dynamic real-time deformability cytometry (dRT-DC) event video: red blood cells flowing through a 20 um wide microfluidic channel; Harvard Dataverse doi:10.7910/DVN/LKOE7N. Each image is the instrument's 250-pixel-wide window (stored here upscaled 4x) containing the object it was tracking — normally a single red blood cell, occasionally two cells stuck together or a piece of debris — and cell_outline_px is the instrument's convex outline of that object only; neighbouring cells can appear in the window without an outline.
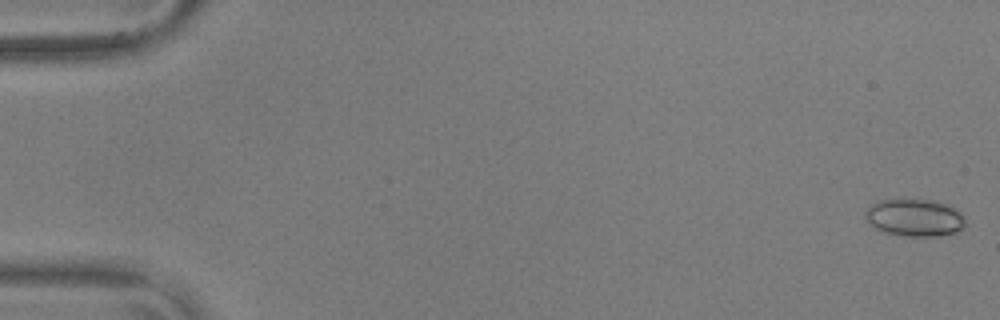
{"species": "common noctule bat (a hibernating species)", "species_latin": "Nyctalus noctula", "temperature_condition": "warm", "stored_images_in_passage": 29, "camera_frame_rate_fps": 3000, "um_per_image_px": 0.085, "animal": {"sex": "male", "body_mass_g": 17.9, "forearm_length_mm": 54.2}, "frame": {"image": 1, "passage_image": 2, "time_ms": 0.333, "image_size_px": [1000, 320], "cell_outline_px": [[968, 224], [956, 232], [940, 236], [904, 236], [880, 232], [868, 224], [864, 216], [864, 212], [876, 200], [928, 200], [944, 204], [960, 212], [964, 216]], "centroid_in_image_um": [77.7, 18.53], "position_along_channel_um": 7.3, "area_um2": 21.96}}
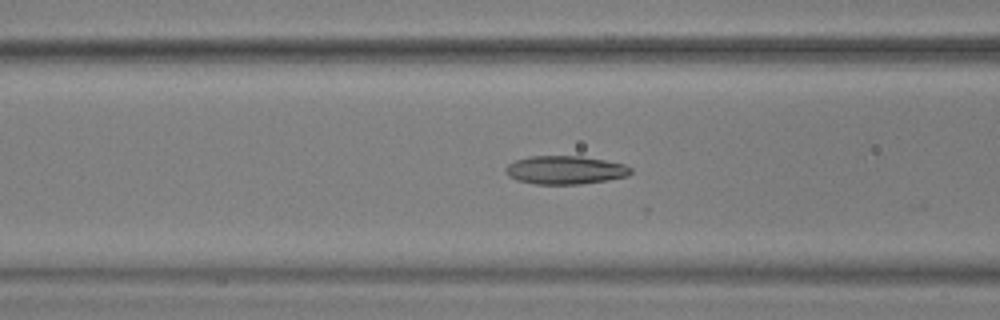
{"frame": {"image": 2, "passage_image": 24, "time_ms": 7.667, "image_size_px": [1000, 320], "cell_outline_px": [[632, 172], [628, 176], [608, 180], [580, 184], [536, 184], [516, 180], [508, 176], [504, 172], [504, 168], [508, 164], [516, 160], [528, 156], [580, 156], [604, 160], [624, 164], [632, 168]], "centroid_in_image_um": [48.02, 14.45], "position_along_channel_um": 118.6, "area_um2": 20.81}}
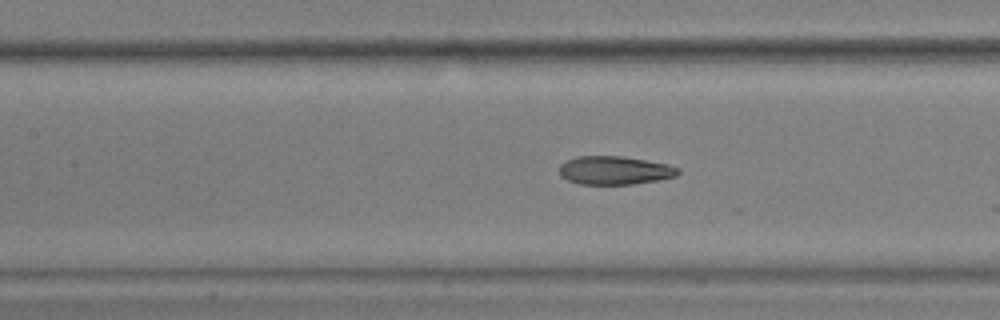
{"frame": {"image": 3, "passage_image": 27, "time_ms": 8.667, "image_size_px": [1000, 320], "cell_outline_px": [[680, 172], [676, 176], [656, 180], [632, 184], [580, 184], [568, 180], [560, 176], [560, 164], [564, 160], [576, 156], [620, 156], [668, 164], [680, 168]], "centroid_in_image_um": [52.22, 14.47], "position_along_channel_um": 155.2, "area_um2": 19.65}}